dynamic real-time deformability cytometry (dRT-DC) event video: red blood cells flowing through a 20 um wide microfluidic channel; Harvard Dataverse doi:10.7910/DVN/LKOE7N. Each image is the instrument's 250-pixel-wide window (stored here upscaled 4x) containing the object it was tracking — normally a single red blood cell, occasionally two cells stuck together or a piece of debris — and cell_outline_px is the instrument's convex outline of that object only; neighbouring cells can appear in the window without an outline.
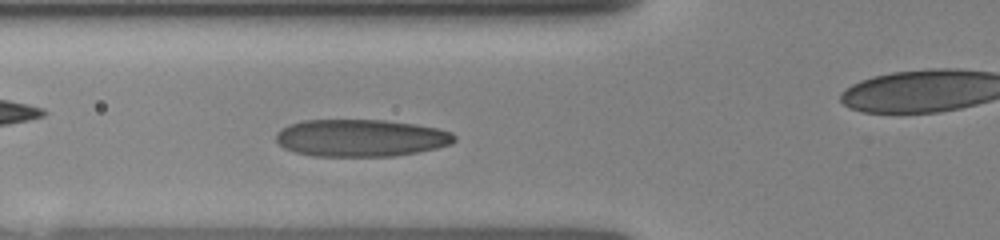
{"species": "human", "species_latin": "Homo sapiens", "temperature_condition": "room temperature", "stored_images_in_passage": 51, "camera_frame_rate_fps": 3000, "um_per_image_px": 0.085, "donor": {"sex": "female"}, "frame": {"image": 1, "passage_image": 12, "time_ms": 4.0, "image_size_px": [1000, 240], "cell_outline_px": [[456, 140], [452, 144], [436, 148], [416, 152], [392, 156], [316, 156], [296, 152], [284, 148], [276, 140], [276, 132], [280, 128], [288, 124], [304, 120], [384, 120], [416, 124], [436, 128], [452, 132], [456, 136]], "centroid_in_image_um": [30.67, 11.72], "position_along_channel_um": 95.1, "area_um2": 38.78}}
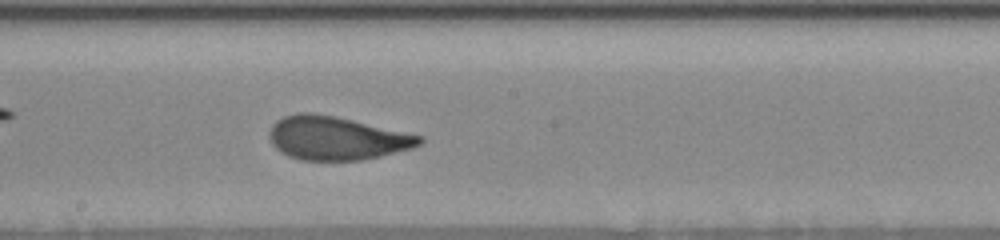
{"frame": {"image": 2, "passage_image": 24, "time_ms": 7.0, "image_size_px": [1000, 240], "cell_outline_px": [[424, 140], [420, 144], [412, 148], [380, 156], [360, 160], [300, 160], [288, 156], [276, 148], [272, 144], [268, 136], [272, 124], [276, 120], [284, 116], [300, 112], [308, 112], [336, 116], [424, 136]], "centroid_in_image_um": [28.59, 11.74], "position_along_channel_um": 219.6, "area_um2": 38.09}}
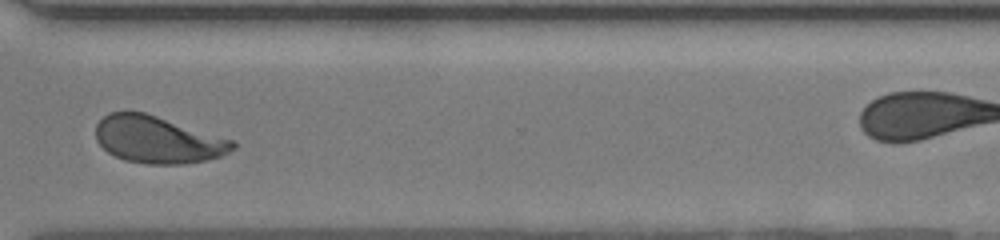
{"frame": {"image": 3, "passage_image": 42, "time_ms": 10.333, "image_size_px": [1000, 240], "cell_outline_px": [[236, 148], [220, 156], [208, 160], [184, 164], [148, 164], [124, 160], [108, 152], [96, 140], [96, 124], [108, 112], [144, 112], [236, 140]], "centroid_in_image_um": [13.44, 11.87], "position_along_channel_um": 357.2, "area_um2": 37.69}}